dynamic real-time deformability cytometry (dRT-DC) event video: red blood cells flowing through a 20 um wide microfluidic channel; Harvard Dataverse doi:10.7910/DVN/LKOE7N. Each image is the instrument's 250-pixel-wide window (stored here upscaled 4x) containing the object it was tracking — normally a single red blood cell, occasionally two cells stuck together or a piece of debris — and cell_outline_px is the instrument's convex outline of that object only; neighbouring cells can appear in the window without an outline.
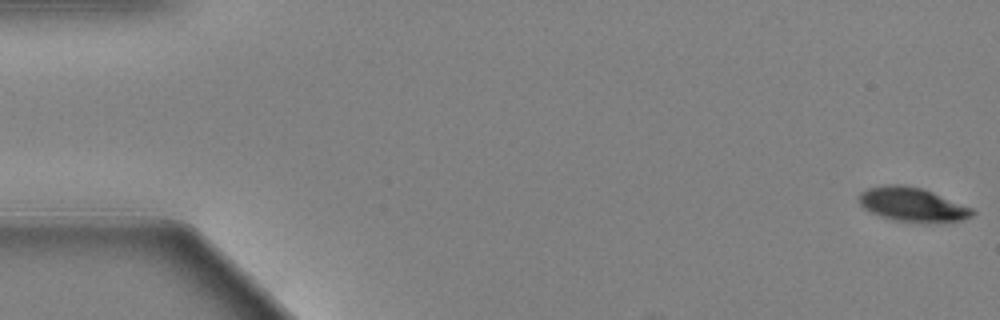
{"species": "Egyptian fruit bat (a non-hibernating species)", "species_latin": "Rousettus aegyptiacus", "temperature_condition": "warm", "stored_images_in_passage": 63, "camera_frame_rate_fps": 3000, "um_per_image_px": 0.085, "animal": {"sex": "female"}, "frame": {"image": 1, "passage_image": 1, "time_ms": 0.0, "image_size_px": [1000, 320], "cell_outline_px": [[976, 212], [972, 216], [960, 220], [892, 220], [880, 216], [864, 208], [860, 204], [860, 192], [868, 188], [884, 184], [904, 184], [920, 188], [932, 192], [972, 208]], "centroid_in_image_um": [77.5, 17.34], "position_along_channel_um": 7.5, "area_um2": 21.62}}
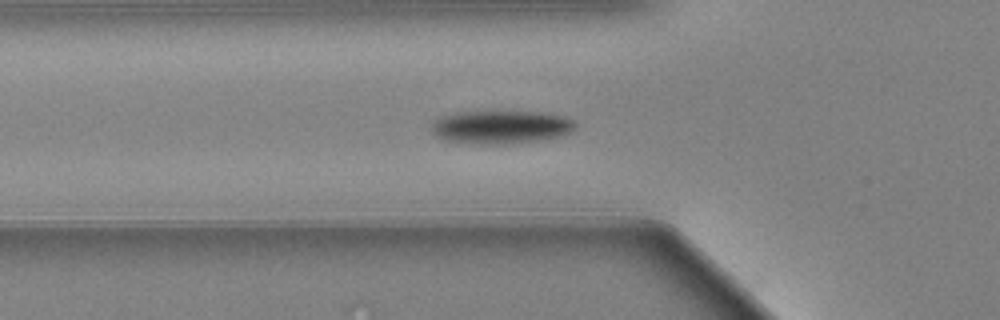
{"frame": {"image": 2, "passage_image": 22, "time_ms": 7.0, "image_size_px": [1000, 320], "cell_outline_px": [[576, 128], [572, 132], [560, 136], [544, 140], [508, 144], [476, 144], [448, 140], [436, 136], [432, 132], [432, 120], [440, 116], [452, 112], [540, 112], [560, 116], [572, 120], [576, 124]], "centroid_in_image_um": [42.56, 10.81], "position_along_channel_um": 83.2, "area_um2": 27.98}}
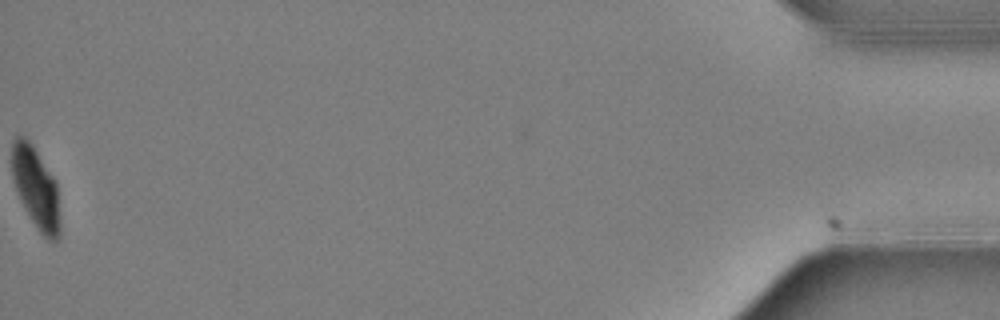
{"frame": {"image": 3, "passage_image": 63, "time_ms": 20.667, "image_size_px": [1000, 320], "cell_outline_px": [[60, 236], [56, 240], [48, 240], [36, 228], [16, 188], [12, 176], [12, 140], [16, 136], [24, 136], [32, 144], [56, 180], [60, 220]], "centroid_in_image_um": [3.07, 15.95], "position_along_channel_um": 432.1, "area_um2": 22.54}, "authors_computed_cell_mechanics": {"area_um2": 26.299, "velocity_mm_per_s": 3.2977, "shape_relaxation_time_tau1_ms": 2.8382, "shape_relaxation_time_tau2_ms": null, "deformation_change_tau1": 0.1519, "deformation_change_tau2": null}}